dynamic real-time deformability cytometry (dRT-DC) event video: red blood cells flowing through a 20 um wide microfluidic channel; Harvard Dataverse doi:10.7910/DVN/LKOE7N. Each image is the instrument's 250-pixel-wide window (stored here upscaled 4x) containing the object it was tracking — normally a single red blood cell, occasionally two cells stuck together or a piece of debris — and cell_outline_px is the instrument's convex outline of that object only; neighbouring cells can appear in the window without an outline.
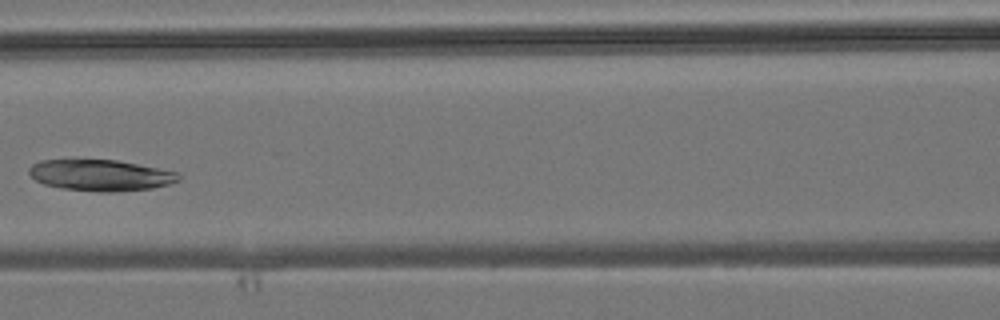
{"species": "common noctule bat (a hibernating species)", "species_latin": "Nyctalus noctula", "temperature_condition": "room temperature", "stored_images_in_passage": 6, "camera_frame_rate_fps": 3000, "um_per_image_px": 0.085, "animal": {"sex": "male", "body_mass_g": 19.2, "forearm_length_mm": 51.8}, "frame": {"image": 1, "passage_image": 5, "time_ms": 4.667, "image_size_px": [1000, 320], "cell_outline_px": [[180, 180], [168, 184], [152, 188], [112, 192], [100, 192], [60, 188], [44, 184], [36, 180], [28, 172], [28, 168], [32, 164], [40, 160], [116, 160], [180, 172]], "centroid_in_image_um": [8.55, 14.9], "position_along_channel_um": 158.1, "area_um2": 27.17}}
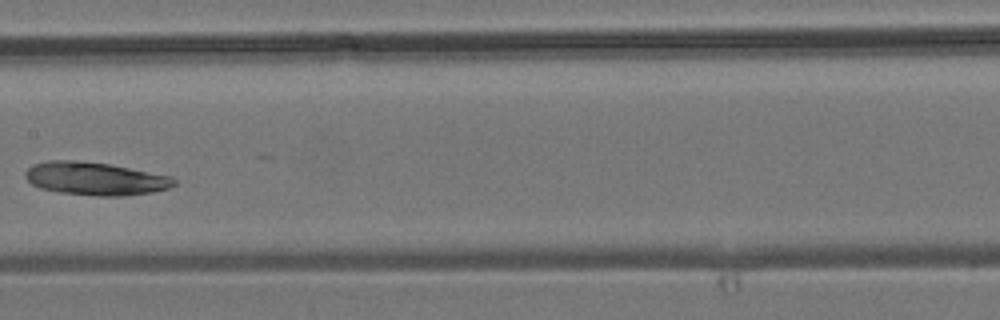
{"frame": {"image": 2, "passage_image": 6, "time_ms": 5.667, "image_size_px": [1000, 320], "cell_outline_px": [[176, 184], [168, 188], [152, 192], [124, 196], [96, 196], [60, 192], [40, 188], [32, 184], [24, 176], [24, 172], [32, 164], [48, 160], [68, 160], [108, 164], [172, 176], [176, 180]], "centroid_in_image_um": [8.08, 15.19], "position_along_channel_um": 199.3, "area_um2": 28.55}}